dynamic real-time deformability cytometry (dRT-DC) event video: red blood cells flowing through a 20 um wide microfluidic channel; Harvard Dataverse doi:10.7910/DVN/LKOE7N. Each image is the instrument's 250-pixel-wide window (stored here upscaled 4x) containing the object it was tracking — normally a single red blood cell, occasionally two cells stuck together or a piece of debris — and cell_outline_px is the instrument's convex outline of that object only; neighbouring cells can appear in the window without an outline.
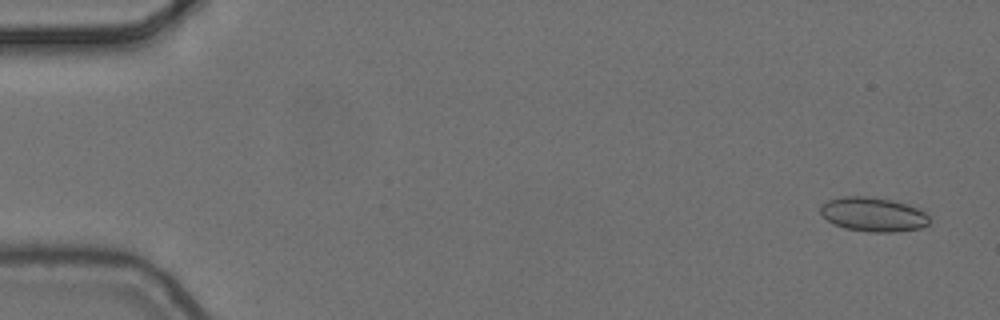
{"species": "common noctule bat (a hibernating species)", "species_latin": "Nyctalus noctula", "temperature_condition": "cold", "stored_images_in_passage": 6, "camera_frame_rate_fps": 3000, "um_per_image_px": 0.085, "animal": {"sex": "female", "body_mass_g": 24.6, "forearm_length_mm": 56.2}, "frame": {"image": 1, "passage_image": 1, "time_ms": 0.0, "image_size_px": [1000, 320], "cell_outline_px": [[932, 220], [928, 224], [920, 228], [896, 232], [868, 232], [844, 228], [828, 220], [820, 212], [820, 204], [828, 200], [844, 196], [868, 196], [892, 200], [908, 204], [932, 216]], "centroid_in_image_um": [74.25, 18.22], "position_along_channel_um": 10.7, "area_um2": 21.91}}
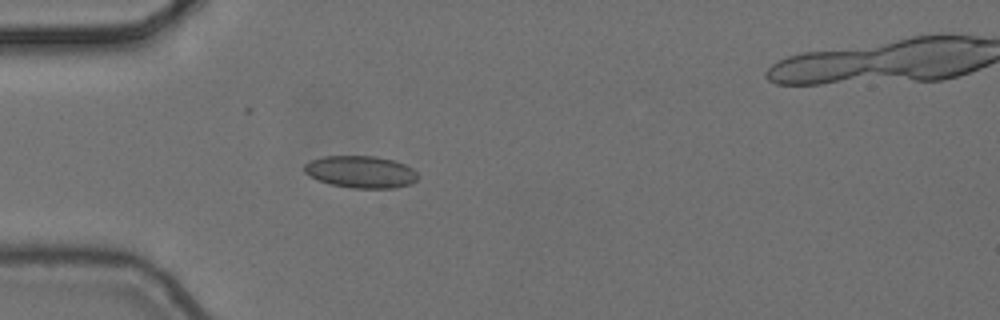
{"frame": {"image": 2, "passage_image": 5, "time_ms": 1.333, "image_size_px": [1000, 320], "cell_outline_px": [[420, 176], [412, 184], [396, 188], [352, 188], [332, 184], [320, 180], [304, 172], [304, 164], [312, 160], [324, 156], [376, 156], [396, 160], [412, 168]], "centroid_in_image_um": [30.73, 14.6], "position_along_channel_um": 54.3, "area_um2": 21.27}}